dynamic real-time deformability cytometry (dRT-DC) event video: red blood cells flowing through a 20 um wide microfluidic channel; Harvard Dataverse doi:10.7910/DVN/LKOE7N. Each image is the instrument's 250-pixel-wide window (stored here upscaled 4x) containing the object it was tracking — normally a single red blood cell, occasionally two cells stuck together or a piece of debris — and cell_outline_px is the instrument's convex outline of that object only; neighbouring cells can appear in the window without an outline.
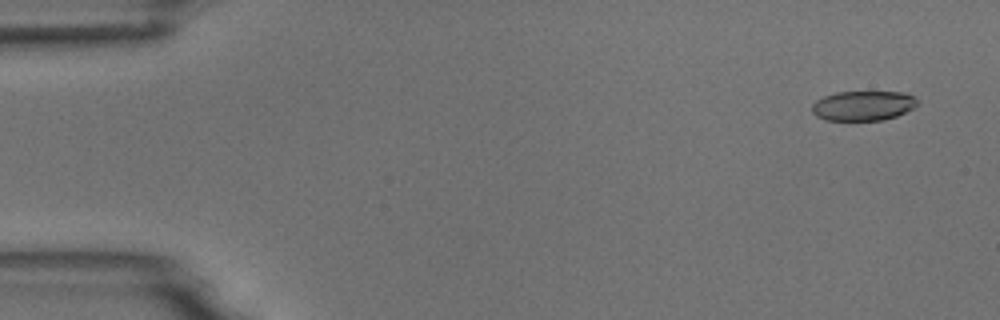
{"species": "common noctule bat (a hibernating species)", "species_latin": "Nyctalus noctula", "temperature_condition": "room temperature", "stored_images_in_passage": 5, "camera_frame_rate_fps": 3000, "um_per_image_px": 0.085, "animal": {"sex": "male", "body_mass_g": 18.8}, "frame": {"image": 1, "passage_image": 1, "time_ms": 0.0, "image_size_px": [1000, 320], "cell_outline_px": [[920, 104], [896, 116], [884, 120], [824, 120], [816, 116], [812, 112], [812, 104], [816, 100], [824, 96], [836, 92], [904, 92], [912, 96]], "centroid_in_image_um": [73.34, 8.98], "position_along_channel_um": 11.7, "area_um2": 18.26}}